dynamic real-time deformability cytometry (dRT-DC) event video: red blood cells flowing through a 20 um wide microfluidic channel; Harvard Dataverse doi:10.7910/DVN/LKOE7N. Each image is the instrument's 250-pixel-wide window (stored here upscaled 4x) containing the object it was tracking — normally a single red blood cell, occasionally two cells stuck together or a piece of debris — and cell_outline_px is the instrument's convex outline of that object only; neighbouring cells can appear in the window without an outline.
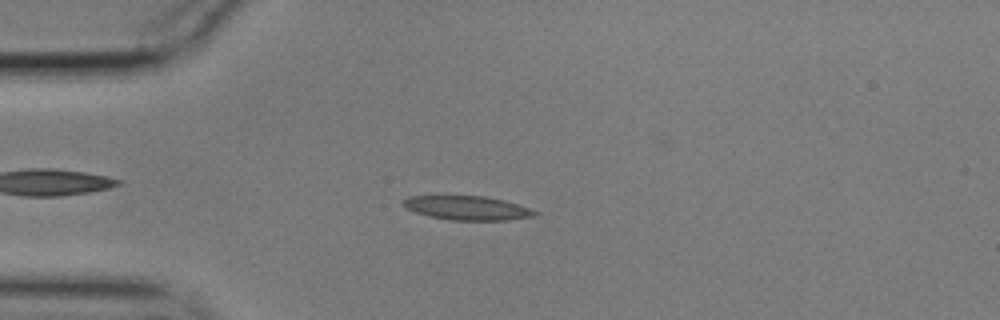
{"species": "common noctule bat (a hibernating species)", "species_latin": "Nyctalus noctula", "temperature_condition": "cold", "stored_images_in_passage": 48, "camera_frame_rate_fps": 3000, "um_per_image_px": 0.085, "animal": {"sex": "male", "body_mass_g": 17.9}, "frame": {"image": 1, "passage_image": 9, "time_ms": 2.667, "image_size_px": [1000, 320], "cell_outline_px": [[540, 212], [536, 216], [504, 220], [452, 220], [428, 216], [416, 212], [400, 204], [400, 200], [408, 196], [484, 196], [504, 200]], "centroid_in_image_um": [39.68, 17.67], "position_along_channel_um": 45.3, "area_um2": 18.38}}
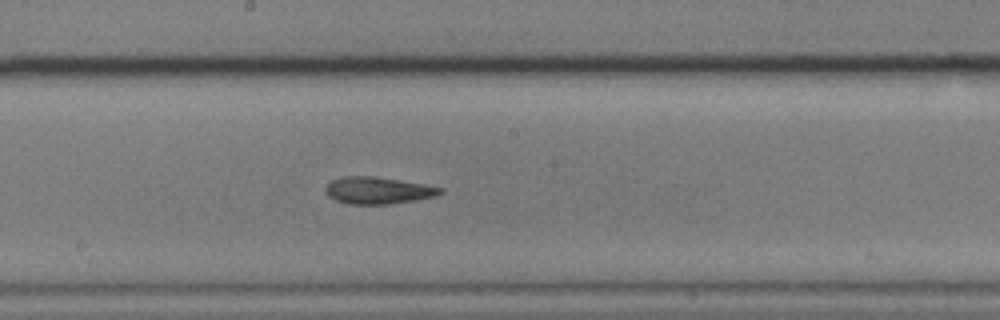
{"frame": {"image": 2, "passage_image": 25, "time_ms": 8.0, "image_size_px": [1000, 320], "cell_outline_px": [[444, 192], [436, 196], [416, 200], [388, 204], [348, 204], [336, 200], [328, 196], [324, 188], [332, 180], [340, 176], [372, 176], [400, 180], [424, 184], [444, 188]], "centroid_in_image_um": [32.13, 16.18], "position_along_channel_um": 216.1, "area_um2": 18.09}}
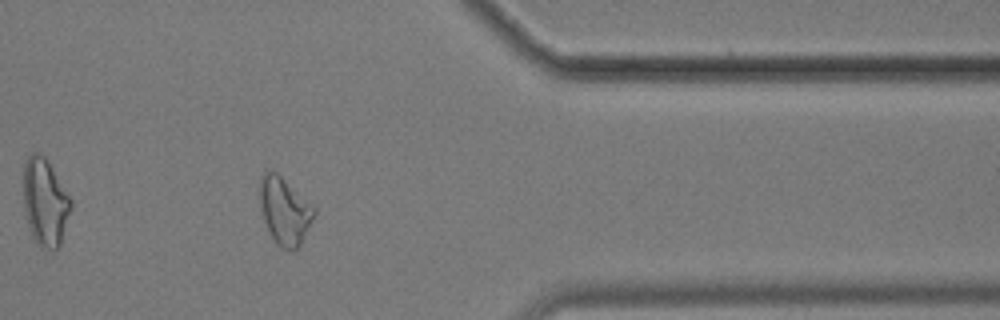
{"frame": {"image": 3, "passage_image": 41, "time_ms": 13.333, "image_size_px": [1000, 320], "cell_outline_px": [[316, 212], [300, 244], [296, 248], [284, 248], [276, 244], [264, 220], [260, 208], [260, 176], [264, 168], [272, 168], [312, 204], [316, 208]], "centroid_in_image_um": [24.16, 17.83], "position_along_channel_um": 387.2, "area_um2": 21.1}, "authors_computed_cell_mechanics": {"area_um2": 18.2648, "velocity_mm_per_s": 3.5188, "shape_relaxation_time_tau1_ms": null, "shape_relaxation_time_tau2_ms": 3.3795, "deformation_change_tau1": null, "deformation_change_tau2": 0.1132}}